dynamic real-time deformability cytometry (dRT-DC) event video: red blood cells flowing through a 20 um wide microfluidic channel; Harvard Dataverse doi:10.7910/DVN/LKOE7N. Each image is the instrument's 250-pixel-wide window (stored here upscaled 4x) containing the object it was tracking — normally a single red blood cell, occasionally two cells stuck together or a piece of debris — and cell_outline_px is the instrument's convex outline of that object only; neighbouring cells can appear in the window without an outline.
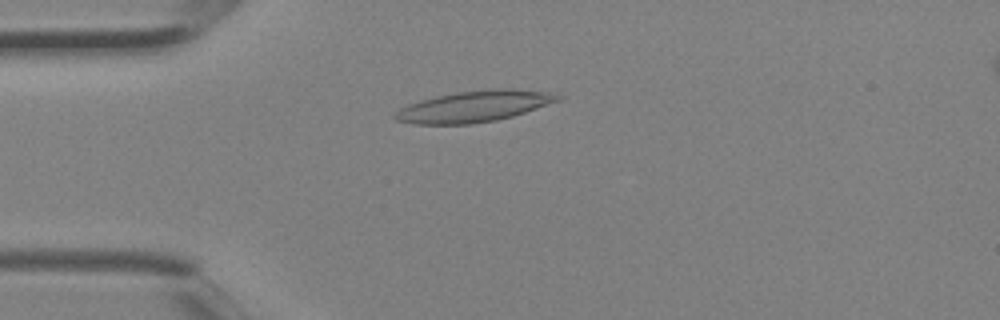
{"species": "Egyptian fruit bat (a non-hibernating species)", "species_latin": "Rousettus aegyptiacus", "temperature_condition": "room temperature", "stored_images_in_passage": 3, "camera_frame_rate_fps": 3000, "um_per_image_px": 0.085, "animal": {"sex": "female"}, "frame": {"image": 1, "passage_image": 3, "time_ms": 0.667, "image_size_px": [1000, 320], "cell_outline_px": [[564, 96], [560, 100], [512, 116], [496, 120], [472, 124], [412, 124], [396, 120], [392, 116], [400, 108], [408, 104], [420, 100], [436, 96], [456, 92], [500, 88], [512, 88], [552, 92]], "centroid_in_image_um": [40.31, 9.03], "position_along_channel_um": 44.7, "area_um2": 29.59}}